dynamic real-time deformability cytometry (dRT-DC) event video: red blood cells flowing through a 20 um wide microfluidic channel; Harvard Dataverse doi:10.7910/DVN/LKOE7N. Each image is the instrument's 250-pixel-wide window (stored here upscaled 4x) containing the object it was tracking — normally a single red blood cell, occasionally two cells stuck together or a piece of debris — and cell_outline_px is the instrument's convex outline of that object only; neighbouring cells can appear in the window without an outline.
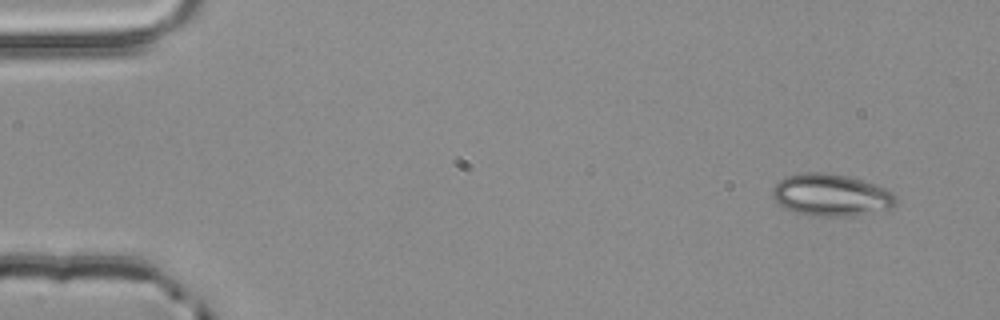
{"species": "common noctule bat (a hibernating species)", "species_latin": "Nyctalus noctula", "temperature_condition": "room temperature", "stored_images_in_passage": 3, "camera_frame_rate_fps": 3000, "um_per_image_px": 0.085, "animal": {"sex": "male", "body_mass_g": 20.4}, "frame": {"image": 1, "passage_image": 1, "time_ms": 0.0, "image_size_px": [1000, 320], "cell_outline_px": [[896, 204], [888, 208], [852, 216], [812, 216], [796, 212], [784, 208], [772, 196], [772, 188], [780, 180], [788, 176], [808, 172], [824, 172], [848, 176], [876, 184], [892, 192], [896, 196]], "centroid_in_image_um": [70.63, 16.57], "position_along_channel_um": 14.4, "area_um2": 30.06}}